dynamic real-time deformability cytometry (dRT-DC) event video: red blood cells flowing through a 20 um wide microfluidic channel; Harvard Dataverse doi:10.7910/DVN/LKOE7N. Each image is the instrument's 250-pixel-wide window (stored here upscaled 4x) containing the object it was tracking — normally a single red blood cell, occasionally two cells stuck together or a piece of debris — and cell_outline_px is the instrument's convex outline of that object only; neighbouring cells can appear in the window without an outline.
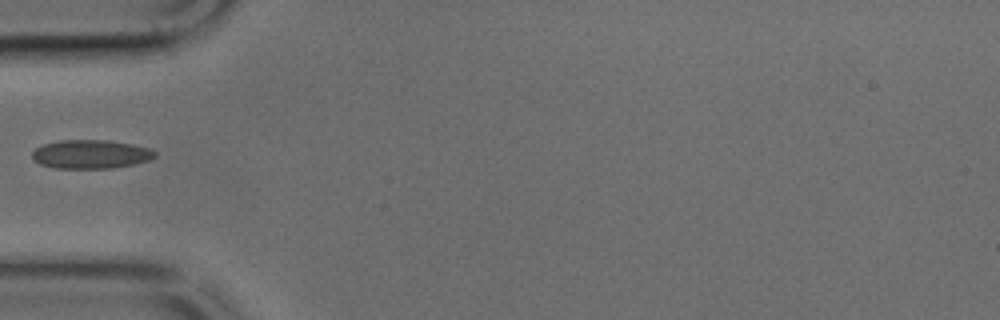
{"species": "common noctule bat (a hibernating species)", "species_latin": "Nyctalus noctula", "temperature_condition": "cold", "stored_images_in_passage": 18, "camera_frame_rate_fps": 3000, "um_per_image_px": 0.085, "animal": {"sex": "male", "body_mass_g": 17.9, "forearm_length_mm": 54.2}, "frame": {"image": 1, "passage_image": 1, "time_ms": 0.0, "image_size_px": [1000, 320], "cell_outline_px": [[156, 156], [148, 160], [132, 164], [112, 168], [56, 168], [40, 164], [32, 156], [32, 152], [36, 148], [44, 144], [60, 140], [108, 140], [132, 144], [148, 148], [156, 152]], "centroid_in_image_um": [7.71, 13.1], "position_along_channel_um": 77.3, "area_um2": 20.35}}